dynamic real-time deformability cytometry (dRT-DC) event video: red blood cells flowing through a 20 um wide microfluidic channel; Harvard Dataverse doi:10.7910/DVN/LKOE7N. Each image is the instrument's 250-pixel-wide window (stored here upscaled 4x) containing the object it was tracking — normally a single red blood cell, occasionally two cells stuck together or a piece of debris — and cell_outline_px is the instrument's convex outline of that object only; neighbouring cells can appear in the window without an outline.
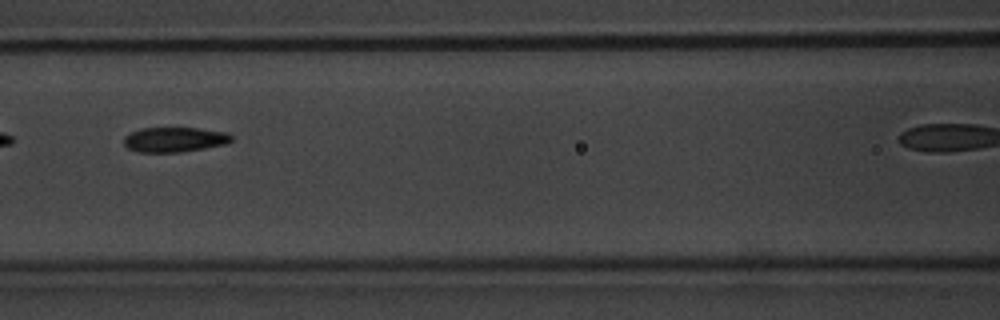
{"species": "common noctule bat (a hibernating species)", "species_latin": "Nyctalus noctula", "temperature_condition": "warm", "stored_images_in_passage": 13, "camera_frame_rate_fps": 3000, "um_per_image_px": 0.085, "animal": {"sex": "male", "body_mass_g": 20.1, "forearm_length_mm": 53.5}, "frame": {"image": 1, "passage_image": 6, "time_ms": 6.667, "image_size_px": [1000, 320], "cell_outline_px": [[232, 140], [228, 144], [180, 152], [140, 152], [128, 148], [124, 144], [124, 136], [140, 128], [200, 128], [228, 132], [232, 136]], "centroid_in_image_um": [14.87, 11.86], "position_along_channel_um": 151.7, "area_um2": 15.66}}
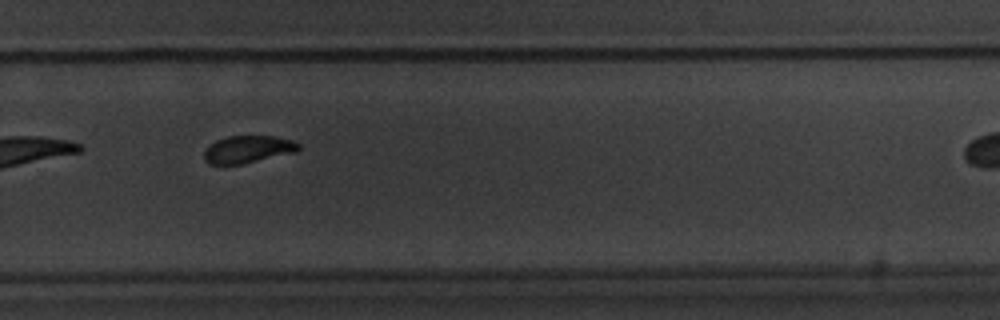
{"frame": {"image": 2, "passage_image": 10, "time_ms": 11.333, "image_size_px": [1000, 320], "cell_outline_px": [[300, 148], [296, 152], [244, 164], [208, 164], [204, 160], [204, 152], [216, 140], [228, 136], [276, 136], [292, 140], [300, 144]], "centroid_in_image_um": [21.1, 12.69], "position_along_channel_um": 308.7, "area_um2": 15.09}}
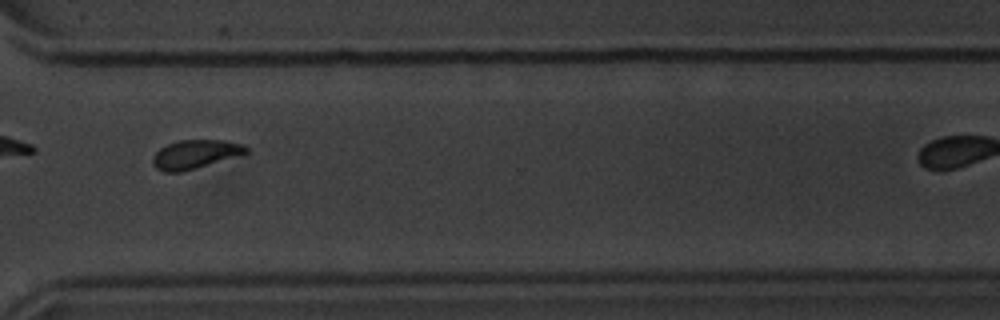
{"frame": {"image": 3, "passage_image": 11, "time_ms": 12.667, "image_size_px": [1000, 320], "cell_outline_px": [[248, 152], [196, 168], [180, 172], [164, 172], [156, 168], [152, 164], [152, 156], [160, 148], [168, 144], [180, 140], [224, 140], [244, 144], [248, 148]], "centroid_in_image_um": [16.56, 13.11], "position_along_channel_um": 354.0, "area_um2": 15.49}}